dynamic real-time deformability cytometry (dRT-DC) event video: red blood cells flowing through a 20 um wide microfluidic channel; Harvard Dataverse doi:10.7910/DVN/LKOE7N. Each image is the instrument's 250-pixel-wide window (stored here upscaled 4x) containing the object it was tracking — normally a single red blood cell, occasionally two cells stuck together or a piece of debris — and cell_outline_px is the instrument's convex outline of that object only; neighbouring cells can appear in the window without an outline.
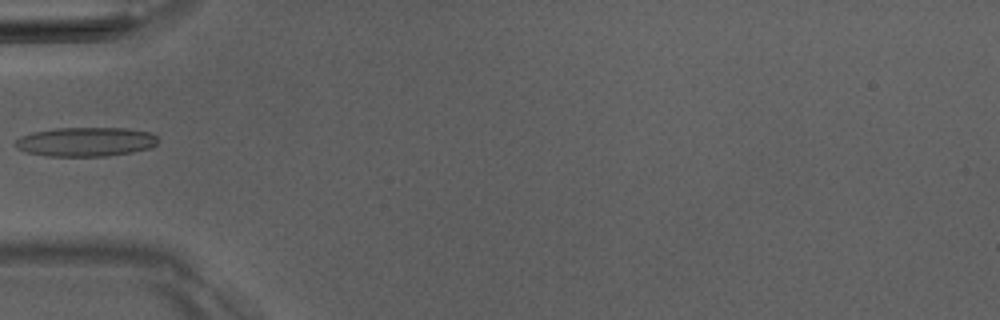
{"species": "Egyptian fruit bat (a non-hibernating species)", "species_latin": "Rousettus aegyptiacus", "temperature_condition": "room temperature", "stored_images_in_passage": 3, "camera_frame_rate_fps": 3000, "um_per_image_px": 0.085, "animal": {"sex": "male"}, "frame": {"image": 1, "passage_image": 2, "time_ms": 1.333, "image_size_px": [1000, 320], "cell_outline_px": [[160, 140], [156, 144], [148, 148], [132, 152], [108, 156], [44, 156], [24, 152], [16, 148], [12, 144], [20, 136], [32, 132], [56, 128], [128, 128], [152, 132]], "centroid_in_image_um": [7.26, 12.05], "position_along_channel_um": 77.7, "area_um2": 24.62}}